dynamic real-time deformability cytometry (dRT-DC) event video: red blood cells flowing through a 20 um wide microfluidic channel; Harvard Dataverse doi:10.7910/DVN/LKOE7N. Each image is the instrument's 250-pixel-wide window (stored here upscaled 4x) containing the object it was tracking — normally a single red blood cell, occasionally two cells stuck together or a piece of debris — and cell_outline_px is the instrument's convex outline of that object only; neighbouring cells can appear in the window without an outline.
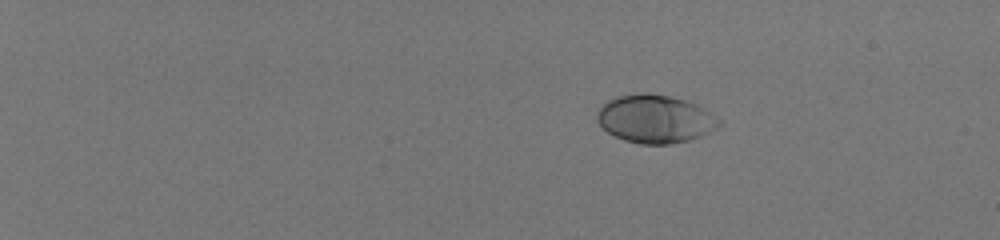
{"species": "human", "species_latin": "Homo sapiens", "temperature_condition": "room temperature", "stored_images_in_passage": 47, "camera_frame_rate_fps": 3000, "um_per_image_px": 0.085, "donor": {"sex": "male"}, "frame": {"image": 1, "passage_image": 1, "time_ms": 0.0, "image_size_px": [1000, 240], "cell_outline_px": [[720, 124], [716, 128], [700, 136], [688, 140], [668, 144], [640, 144], [624, 140], [608, 132], [596, 120], [596, 112], [608, 100], [616, 96], [640, 92], [648, 92], [668, 96], [684, 100], [696, 104], [716, 116], [720, 120]], "centroid_in_image_um": [55.65, 10.1], "position_along_channel_um": 29.3, "area_um2": 34.04}}
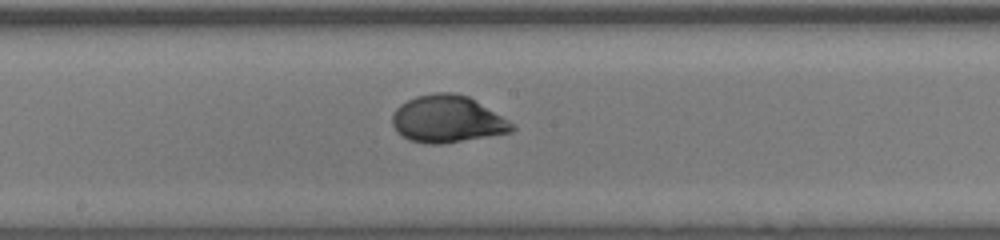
{"frame": {"image": 2, "passage_image": 27, "time_ms": 8.667, "image_size_px": [1000, 240], "cell_outline_px": [[516, 128], [512, 132], [440, 144], [428, 144], [412, 140], [404, 136], [392, 124], [392, 116], [396, 108], [400, 104], [416, 96], [436, 92], [452, 92], [468, 96], [516, 124]], "centroid_in_image_um": [38.06, 10.11], "position_along_channel_um": 210.1, "area_um2": 32.6}}
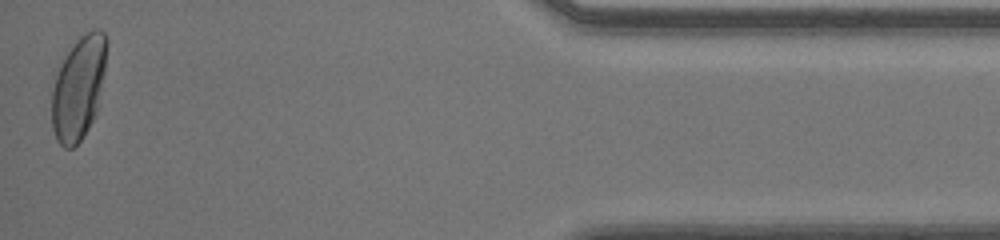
{"frame": {"image": 3, "passage_image": 47, "time_ms": 15.333, "image_size_px": [1000, 240], "cell_outline_px": [[108, 40], [104, 72], [96, 116], [84, 136], [72, 148], [64, 148], [56, 140], [52, 128], [52, 92], [56, 76], [68, 52], [76, 40], [80, 36], [92, 28], [96, 28], [104, 32]], "centroid_in_image_um": [6.7, 7.48], "position_along_channel_um": 428.5, "area_um2": 32.95}, "authors_computed_cell_mechanics": {"area_um2": 32.5414, "velocity_mm_per_s": 4.0396, "shape_relaxation_time_tau1_ms": 3.1686, "shape_relaxation_time_tau2_ms": null, "deformation_change_tau1": 0.2039, "deformation_change_tau2": null}}